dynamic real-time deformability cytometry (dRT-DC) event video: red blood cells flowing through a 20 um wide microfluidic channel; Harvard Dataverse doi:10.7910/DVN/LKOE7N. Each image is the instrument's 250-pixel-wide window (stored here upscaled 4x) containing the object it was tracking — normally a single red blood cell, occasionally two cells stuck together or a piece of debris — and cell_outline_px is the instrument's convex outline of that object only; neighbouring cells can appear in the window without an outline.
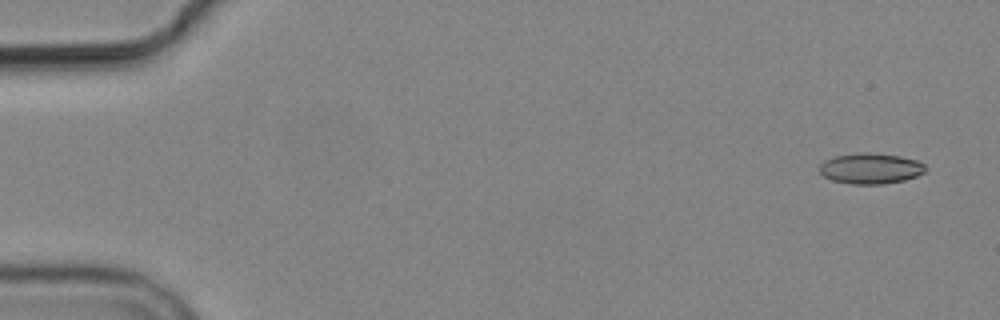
{"species": "common noctule bat (a hibernating species)", "species_latin": "Nyctalus noctula", "temperature_condition": "cold", "stored_images_in_passage": 4, "camera_frame_rate_fps": 3000, "um_per_image_px": 0.085, "animal": {"sex": "male", "body_mass_g": 19.2, "forearm_length_mm": 51.8}, "frame": {"image": 1, "passage_image": 1, "time_ms": 0.0, "image_size_px": [1000, 320], "cell_outline_px": [[928, 168], [924, 172], [916, 176], [904, 180], [884, 184], [852, 184], [832, 180], [824, 176], [820, 172], [820, 164], [824, 160], [832, 156], [860, 152], [868, 152], [900, 156], [916, 160], [924, 164]], "centroid_in_image_um": [73.99, 14.31], "position_along_channel_um": 11.0, "area_um2": 19.07}}
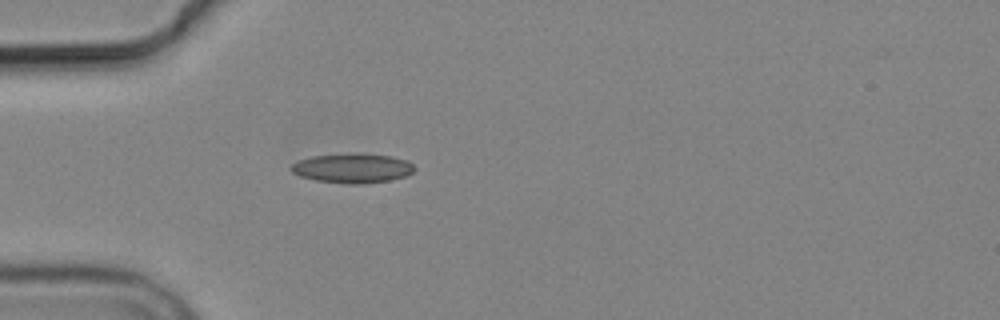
{"frame": {"image": 2, "passage_image": 4, "time_ms": 4.667, "image_size_px": [1000, 320], "cell_outline_px": [[416, 168], [412, 172], [404, 176], [388, 180], [360, 184], [352, 184], [316, 180], [300, 176], [292, 172], [288, 168], [292, 164], [300, 160], [312, 156], [348, 152], [392, 156], [408, 160]], "centroid_in_image_um": [29.94, 14.27], "position_along_channel_um": 55.1, "area_um2": 21.27}}